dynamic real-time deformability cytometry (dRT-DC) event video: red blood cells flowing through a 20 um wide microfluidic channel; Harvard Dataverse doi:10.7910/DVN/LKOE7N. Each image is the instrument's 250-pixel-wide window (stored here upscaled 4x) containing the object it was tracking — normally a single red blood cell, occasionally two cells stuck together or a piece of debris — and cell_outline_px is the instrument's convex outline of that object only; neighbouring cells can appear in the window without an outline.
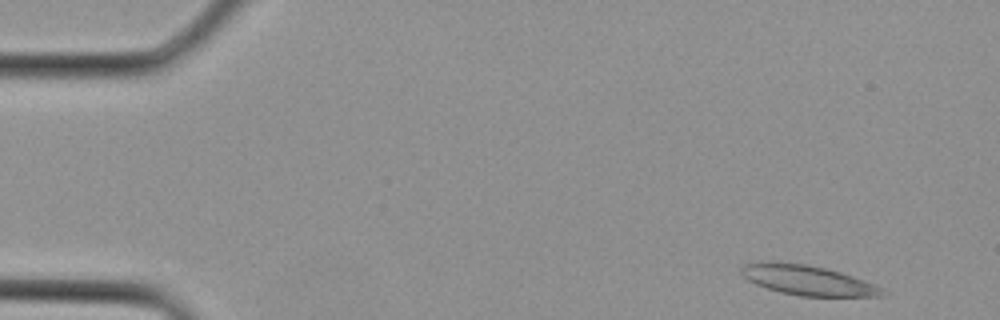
{"species": "Egyptian fruit bat (a non-hibernating species)", "species_latin": "Rousettus aegyptiacus", "temperature_condition": "cold", "stored_images_in_passage": 3, "camera_frame_rate_fps": 3000, "um_per_image_px": 0.085, "animal": {"sex": "female"}, "frame": {"image": 1, "passage_image": 1, "time_ms": 0.0, "image_size_px": [1000, 320], "cell_outline_px": [[884, 296], [800, 296], [780, 292], [756, 284], [748, 280], [740, 272], [740, 268], [744, 264], [764, 260], [772, 260], [808, 264], [840, 272], [852, 276], [872, 284], [880, 288], [884, 292]], "centroid_in_image_um": [68.55, 23.79], "position_along_channel_um": 16.4, "area_um2": 24.51}}